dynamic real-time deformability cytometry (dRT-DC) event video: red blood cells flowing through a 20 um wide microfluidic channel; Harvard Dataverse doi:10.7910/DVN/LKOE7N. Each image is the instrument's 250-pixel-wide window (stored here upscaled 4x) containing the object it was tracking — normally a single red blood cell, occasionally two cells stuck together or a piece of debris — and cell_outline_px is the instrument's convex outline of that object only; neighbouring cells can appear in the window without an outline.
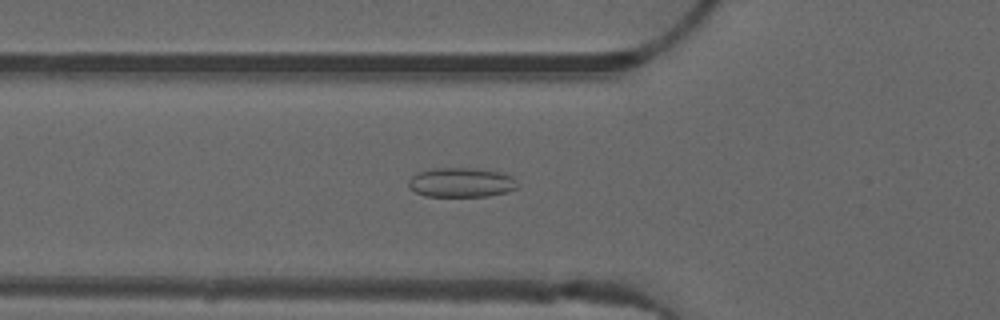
{"species": "common noctule bat (a hibernating species)", "species_latin": "Nyctalus noctula", "temperature_condition": "warm", "stored_images_in_passage": 40, "camera_frame_rate_fps": 3000, "um_per_image_px": 0.085, "animal": {"sex": "male", "forearm_length_mm": 52.5}, "frame": {"image": 1, "passage_image": 7, "time_ms": 2.0, "image_size_px": [1000, 320], "cell_outline_px": [[516, 188], [508, 192], [488, 196], [424, 196], [416, 192], [408, 184], [408, 180], [416, 172], [432, 168], [472, 168], [500, 172], [512, 176]], "centroid_in_image_um": [39.16, 15.5], "position_along_channel_um": 86.6, "area_um2": 18.61}}
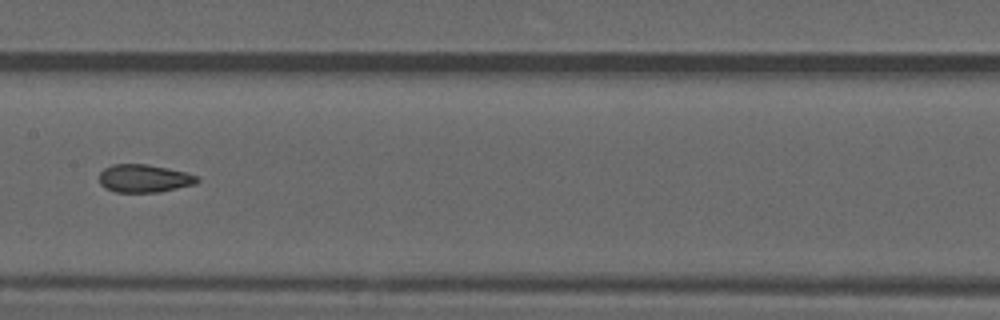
{"frame": {"image": 2, "passage_image": 15, "time_ms": 4.667, "image_size_px": [1000, 320], "cell_outline_px": [[200, 180], [196, 184], [160, 192], [116, 192], [104, 188], [100, 184], [100, 172], [104, 168], [112, 164], [148, 164], [168, 168], [184, 172], [196, 176]], "centroid_in_image_um": [12.24, 15.17], "position_along_channel_um": 195.2, "area_um2": 16.01}}
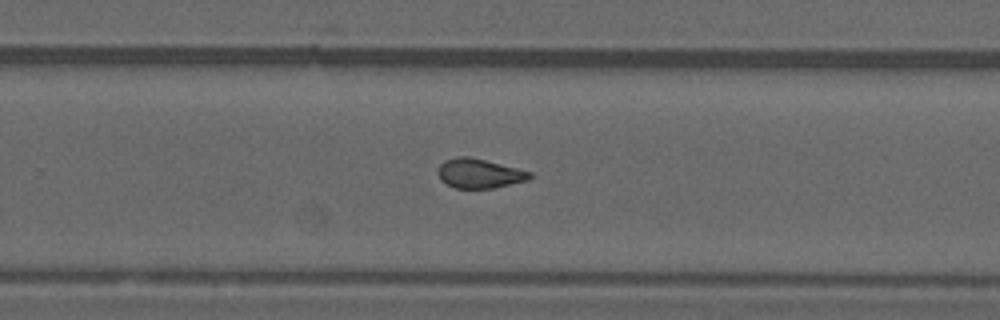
{"frame": {"image": 3, "passage_image": 22, "time_ms": 7.0, "image_size_px": [1000, 320], "cell_outline_px": [[536, 176], [528, 180], [492, 188], [452, 188], [440, 180], [440, 164], [444, 160], [456, 156], [468, 156], [532, 172]], "centroid_in_image_um": [40.76, 14.75], "position_along_channel_um": 289.0, "area_um2": 15.66}, "authors_computed_cell_mechanics": {"area_um2": 16.1262, "velocity_mm_per_s": 4.0486, "shape_relaxation_time_tau1_ms": null, "shape_relaxation_time_tau2_ms": 1.8185, "deformation_change_tau1": null, "deformation_change_tau2": 0.0806}}